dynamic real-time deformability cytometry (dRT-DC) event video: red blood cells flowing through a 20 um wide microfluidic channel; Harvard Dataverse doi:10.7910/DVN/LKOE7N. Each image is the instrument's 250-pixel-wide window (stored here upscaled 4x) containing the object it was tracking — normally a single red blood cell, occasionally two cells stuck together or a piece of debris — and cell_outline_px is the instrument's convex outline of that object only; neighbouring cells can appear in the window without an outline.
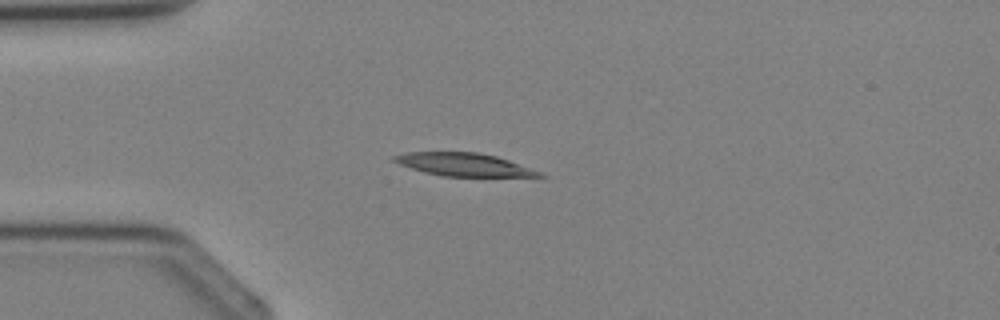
{"species": "Egyptian fruit bat (a non-hibernating species)", "species_latin": "Rousettus aegyptiacus", "temperature_condition": "cold", "stored_images_in_passage": 2, "camera_frame_rate_fps": 3000, "um_per_image_px": 0.085, "animal": {"sex": "female"}, "frame": {"image": 1, "passage_image": 2, "time_ms": 1.0, "image_size_px": [1000, 320], "cell_outline_px": [[548, 176], [440, 176], [424, 172], [400, 164], [392, 160], [392, 156], [408, 152], [476, 152], [496, 156], [508, 160], [540, 172]], "centroid_in_image_um": [39.37, 13.98], "position_along_channel_um": 45.6, "area_um2": 19.07}}